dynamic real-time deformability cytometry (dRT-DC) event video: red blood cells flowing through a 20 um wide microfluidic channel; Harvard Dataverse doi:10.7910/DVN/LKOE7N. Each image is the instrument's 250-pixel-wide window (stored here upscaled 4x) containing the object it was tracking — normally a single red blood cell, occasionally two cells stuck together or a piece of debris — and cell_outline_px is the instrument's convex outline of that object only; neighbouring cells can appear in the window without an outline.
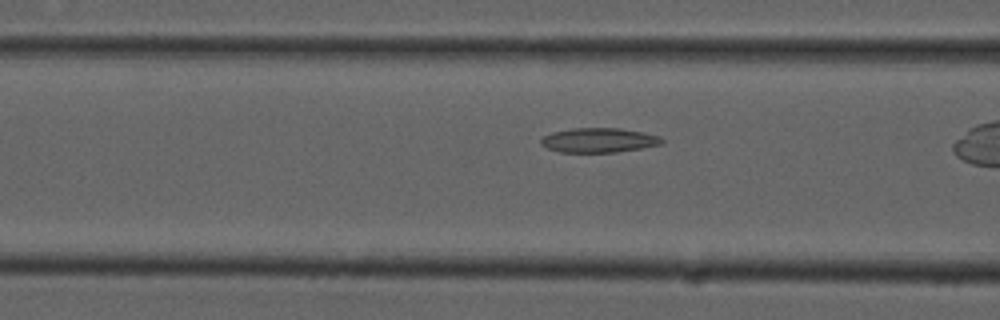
{"species": "common noctule bat (a hibernating species)", "species_latin": "Nyctalus noctula", "temperature_condition": "cold", "stored_images_in_passage": 39, "camera_frame_rate_fps": 3000, "um_per_image_px": 0.085, "animal": {"sex": "male", "forearm_length_mm": 52.5}, "frame": {"image": 1, "passage_image": 17, "time_ms": 5.333, "image_size_px": [1000, 320], "cell_outline_px": [[664, 144], [644, 148], [616, 152], [560, 152], [548, 148], [540, 144], [540, 140], [544, 136], [552, 132], [572, 128], [620, 128], [644, 132], [660, 136], [664, 140]], "centroid_in_image_um": [50.95, 11.92], "position_along_channel_um": 115.7, "area_um2": 17.46}}
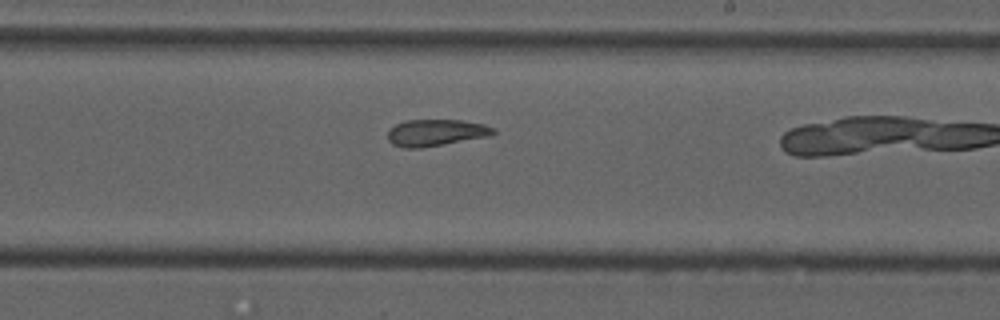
{"frame": {"image": 2, "passage_image": 28, "time_ms": 9.0, "image_size_px": [1000, 320], "cell_outline_px": [[496, 132], [488, 136], [420, 148], [404, 148], [392, 144], [388, 140], [388, 132], [396, 124], [404, 120], [460, 120], [484, 124], [496, 128]], "centroid_in_image_um": [37.04, 11.27], "position_along_channel_um": 252.0, "area_um2": 16.3}}